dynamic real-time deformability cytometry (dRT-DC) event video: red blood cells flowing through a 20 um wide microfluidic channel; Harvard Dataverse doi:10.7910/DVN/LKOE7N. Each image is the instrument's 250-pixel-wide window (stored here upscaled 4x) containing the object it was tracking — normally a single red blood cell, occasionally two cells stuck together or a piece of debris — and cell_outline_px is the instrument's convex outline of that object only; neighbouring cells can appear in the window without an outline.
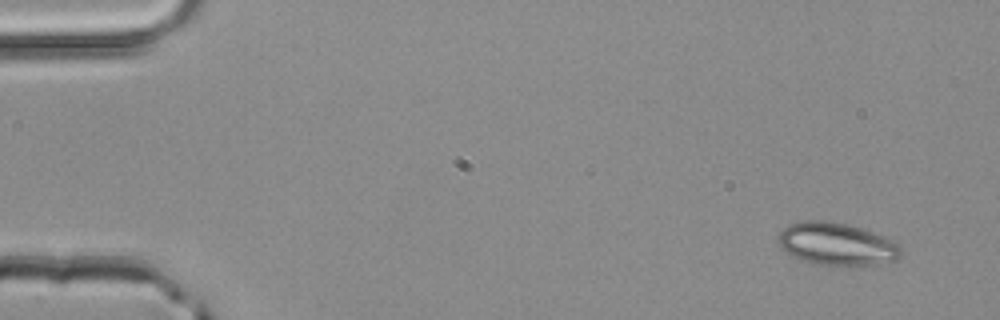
{"species": "common noctule bat (a hibernating species)", "species_latin": "Nyctalus noctula", "temperature_condition": "room temperature", "stored_images_in_passage": 4, "camera_frame_rate_fps": 3000, "um_per_image_px": 0.085, "animal": {"sex": "male", "body_mass_g": 20.4}, "frame": {"image": 1, "passage_image": 1, "time_ms": 0.0, "image_size_px": [1000, 320], "cell_outline_px": [[900, 256], [892, 260], [872, 264], [820, 264], [788, 256], [780, 244], [780, 232], [784, 228], [792, 224], [804, 220], [832, 220], [848, 224], [884, 236], [900, 244]], "centroid_in_image_um": [71.1, 20.71], "position_along_channel_um": 13.9, "area_um2": 29.82}}